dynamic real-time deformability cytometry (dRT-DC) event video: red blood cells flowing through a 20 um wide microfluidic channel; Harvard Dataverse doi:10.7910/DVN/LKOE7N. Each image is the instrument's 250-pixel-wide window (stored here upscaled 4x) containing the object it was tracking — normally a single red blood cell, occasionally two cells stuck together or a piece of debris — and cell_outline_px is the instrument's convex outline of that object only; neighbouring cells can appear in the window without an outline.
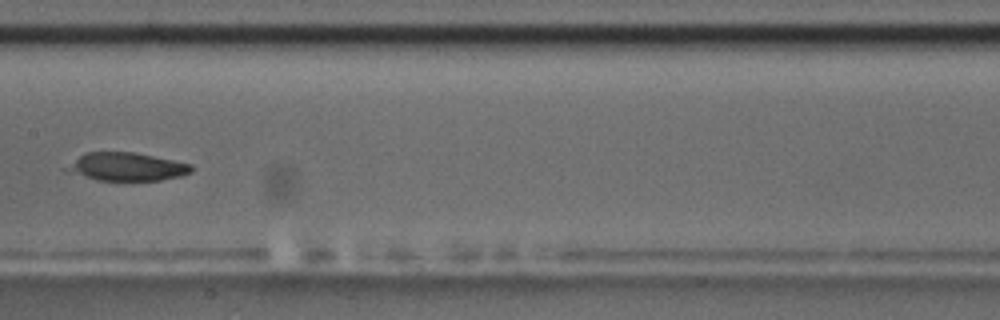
{"species": "common noctule bat (a hibernating species)", "species_latin": "Nyctalus noctula", "temperature_condition": "room temperature", "stored_images_in_passage": 8, "camera_frame_rate_fps": 3000, "um_per_image_px": 0.085, "animal": {"sex": "male", "body_mass_g": 17.5, "forearm_length_mm": 52.3}, "frame": {"image": 1, "passage_image": 8, "time_ms": 8.333, "image_size_px": [1000, 320], "cell_outline_px": [[192, 172], [184, 176], [160, 180], [96, 180], [64, 172], [64, 168], [84, 152], [136, 152], [192, 164]], "centroid_in_image_um": [10.75, 14.17], "position_along_channel_um": 196.7, "area_um2": 20.69}}